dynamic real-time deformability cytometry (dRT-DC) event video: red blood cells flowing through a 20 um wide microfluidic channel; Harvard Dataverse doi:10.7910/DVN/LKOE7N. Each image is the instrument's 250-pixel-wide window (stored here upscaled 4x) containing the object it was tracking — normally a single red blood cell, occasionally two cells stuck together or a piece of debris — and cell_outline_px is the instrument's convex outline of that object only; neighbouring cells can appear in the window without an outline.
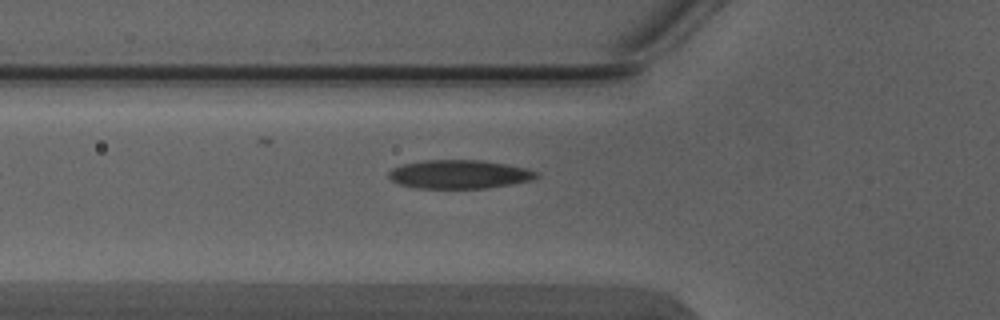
{"species": "Egyptian fruit bat (a non-hibernating species)", "species_latin": "Rousettus aegyptiacus", "temperature_condition": "warm", "stored_images_in_passage": 3, "camera_frame_rate_fps": 3000, "um_per_image_px": 0.085, "animal": {"sex": "male"}, "frame": {"image": 1, "passage_image": 3, "time_ms": 0.667, "image_size_px": [1000, 320], "cell_outline_px": [[540, 176], [532, 180], [512, 184], [488, 188], [416, 188], [400, 184], [392, 180], [388, 176], [388, 172], [392, 168], [404, 164], [424, 160], [484, 160], [508, 164], [528, 168], [540, 172]], "centroid_in_image_um": [39.11, 14.81], "position_along_channel_um": 86.7, "area_um2": 24.91}}